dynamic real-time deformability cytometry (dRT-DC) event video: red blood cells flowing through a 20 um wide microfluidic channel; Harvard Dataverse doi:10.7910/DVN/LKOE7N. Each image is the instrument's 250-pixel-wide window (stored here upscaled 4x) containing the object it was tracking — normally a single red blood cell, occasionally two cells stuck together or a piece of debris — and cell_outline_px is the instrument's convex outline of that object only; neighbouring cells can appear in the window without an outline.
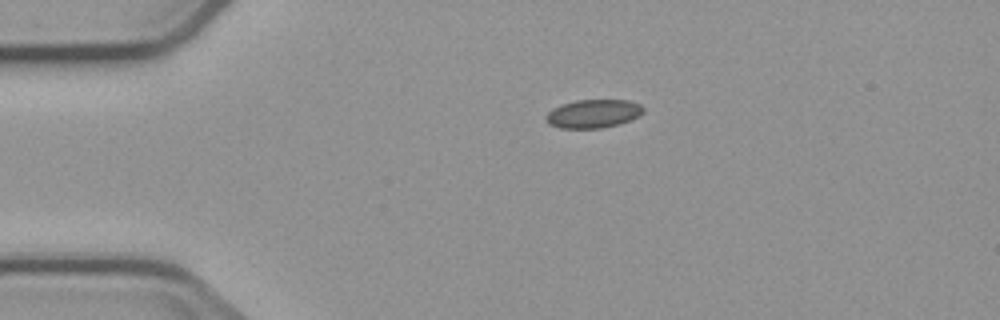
{"species": "common noctule bat (a hibernating species)", "species_latin": "Nyctalus noctula", "temperature_condition": "cold", "stored_images_in_passage": 4, "camera_frame_rate_fps": 3000, "um_per_image_px": 0.085, "animal": {"sex": "male", "body_mass_g": 23.1, "forearm_length_mm": 52.7}, "frame": {"image": 1, "passage_image": 1, "time_ms": 0.0, "image_size_px": [1000, 320], "cell_outline_px": [[644, 112], [640, 116], [620, 124], [600, 128], [560, 128], [548, 124], [548, 112], [564, 104], [576, 100], [628, 100], [640, 104], [644, 108]], "centroid_in_image_um": [50.5, 9.67], "position_along_channel_um": 34.5, "area_um2": 15.95}}
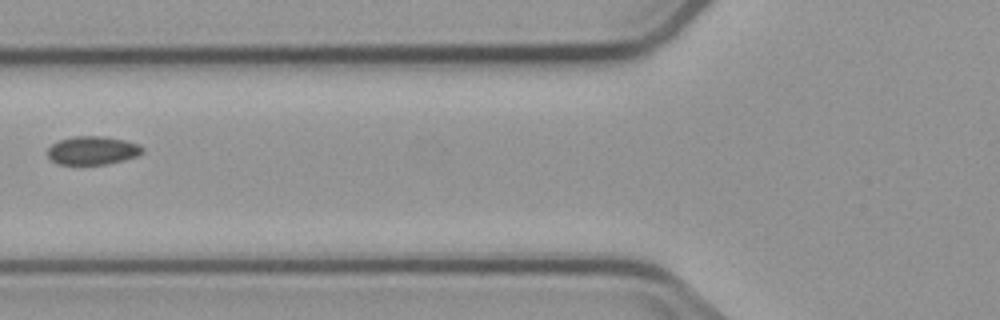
{"frame": {"image": 2, "passage_image": 3, "time_ms": 3.333, "image_size_px": [1000, 320], "cell_outline_px": [[144, 152], [136, 156], [124, 160], [108, 164], [56, 164], [48, 156], [48, 148], [52, 144], [60, 140], [76, 136], [104, 136], [124, 140], [140, 144], [144, 148]], "centroid_in_image_um": [7.89, 12.79], "position_along_channel_um": 117.9, "area_um2": 15.72}}
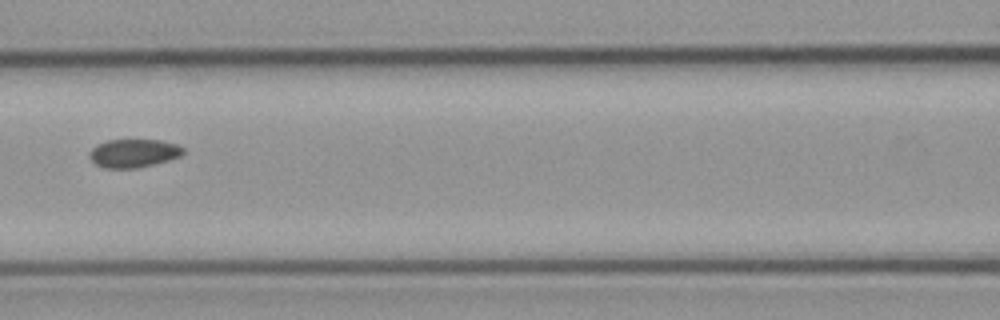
{"frame": {"image": 3, "passage_image": 4, "time_ms": 4.333, "image_size_px": [1000, 320], "cell_outline_px": [[184, 152], [180, 156], [168, 160], [136, 168], [104, 168], [96, 164], [88, 156], [88, 152], [96, 144], [108, 140], [160, 140], [176, 144], [184, 148]], "centroid_in_image_um": [11.32, 13.02], "position_along_channel_um": 155.3, "area_um2": 15.43}}